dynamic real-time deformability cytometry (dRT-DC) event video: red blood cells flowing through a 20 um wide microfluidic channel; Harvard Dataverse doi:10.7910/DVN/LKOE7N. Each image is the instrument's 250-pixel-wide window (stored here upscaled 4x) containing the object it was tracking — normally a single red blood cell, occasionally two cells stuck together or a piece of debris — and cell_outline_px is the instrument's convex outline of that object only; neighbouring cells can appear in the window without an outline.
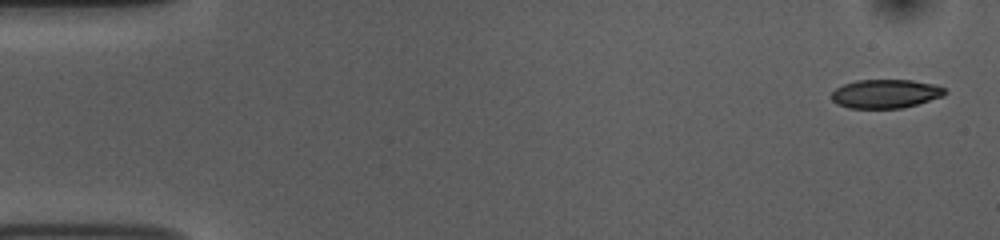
{"species": "common noctule bat (a hibernating species)", "species_latin": "Nyctalus noctula", "temperature_condition": "room temperature", "stored_images_in_passage": 52, "camera_frame_rate_fps": 3000, "um_per_image_px": 0.085, "animal": {"sex": "female", "body_mass_g": 10.0, "forearm_length_mm": 53.1}, "frame": {"image": 1, "passage_image": 1, "time_ms": 0.0, "image_size_px": [1000, 240], "cell_outline_px": [[948, 92], [944, 96], [916, 104], [900, 108], [848, 108], [836, 104], [832, 100], [832, 92], [836, 88], [844, 84], [856, 80], [912, 80], [932, 84], [944, 88]], "centroid_in_image_um": [75.25, 7.97], "position_along_channel_um": 9.7, "area_um2": 18.96}}
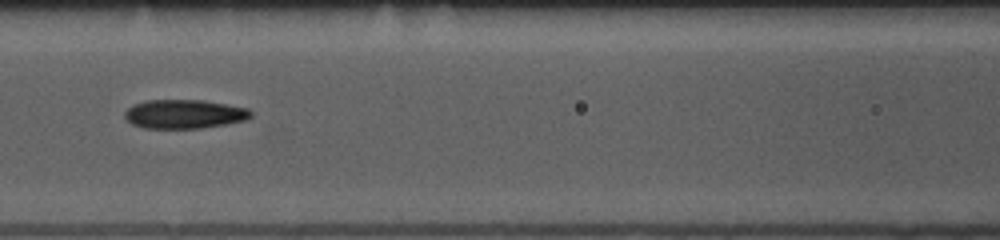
{"frame": {"image": 2, "passage_image": 22, "time_ms": 7.0, "image_size_px": [1000, 240], "cell_outline_px": [[252, 116], [244, 120], [224, 124], [200, 128], [144, 128], [132, 124], [124, 116], [124, 112], [132, 104], [144, 100], [204, 100], [248, 108], [252, 112]], "centroid_in_image_um": [15.63, 9.68], "position_along_channel_um": 151.0, "area_um2": 21.27}}
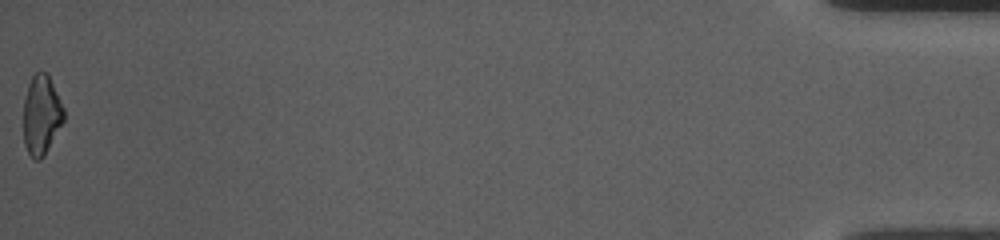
{"frame": {"image": 3, "passage_image": 52, "time_ms": 17.0, "image_size_px": [1000, 240], "cell_outline_px": [[64, 120], [44, 156], [40, 160], [32, 160], [24, 144], [24, 100], [28, 84], [32, 76], [36, 72], [48, 72], [64, 108]], "centroid_in_image_um": [3.52, 9.77], "position_along_channel_um": 431.7, "area_um2": 18.79}, "authors_computed_cell_mechanics": {"area_um2": 20.4323, "velocity_mm_per_s": 3.7941, "shape_relaxation_time_tau1_ms": 6.2268, "shape_relaxation_time_tau2_ms": 3.2406, "deformation_change_tau1": 0.1889, "deformation_change_tau2": 0.1246}}